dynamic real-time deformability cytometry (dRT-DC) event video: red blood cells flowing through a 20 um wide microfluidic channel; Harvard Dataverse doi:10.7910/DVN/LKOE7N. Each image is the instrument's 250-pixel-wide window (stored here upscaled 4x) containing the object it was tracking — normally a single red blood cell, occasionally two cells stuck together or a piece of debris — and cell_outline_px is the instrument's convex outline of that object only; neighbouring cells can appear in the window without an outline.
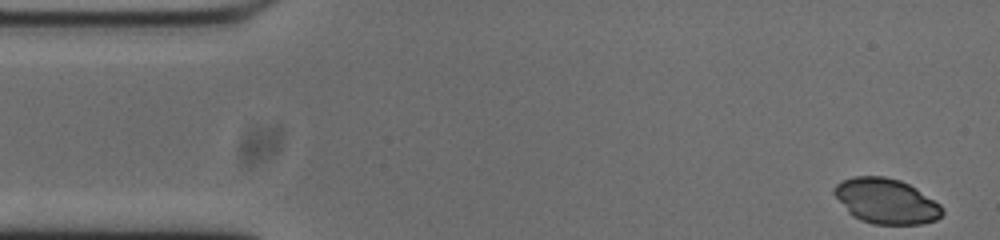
{"species": "common noctule bat (a hibernating species)", "species_latin": "Nyctalus noctula", "temperature_condition": "cold", "stored_images_in_passage": 52, "camera_frame_rate_fps": 3000, "um_per_image_px": 0.085, "animal": {"sex": "male", "body_mass_g": 20.0, "forearm_length_mm": 53.3}, "frame": {"image": 1, "passage_image": 1, "time_ms": 0.0, "image_size_px": [1000, 240], "cell_outline_px": [[944, 212], [936, 220], [920, 224], [872, 224], [860, 220], [852, 216], [848, 212], [832, 192], [832, 188], [836, 184], [852, 176], [884, 176], [900, 180], [916, 188], [940, 204], [944, 208]], "centroid_in_image_um": [75.31, 17.09], "position_along_channel_um": 9.7, "area_um2": 28.55}}